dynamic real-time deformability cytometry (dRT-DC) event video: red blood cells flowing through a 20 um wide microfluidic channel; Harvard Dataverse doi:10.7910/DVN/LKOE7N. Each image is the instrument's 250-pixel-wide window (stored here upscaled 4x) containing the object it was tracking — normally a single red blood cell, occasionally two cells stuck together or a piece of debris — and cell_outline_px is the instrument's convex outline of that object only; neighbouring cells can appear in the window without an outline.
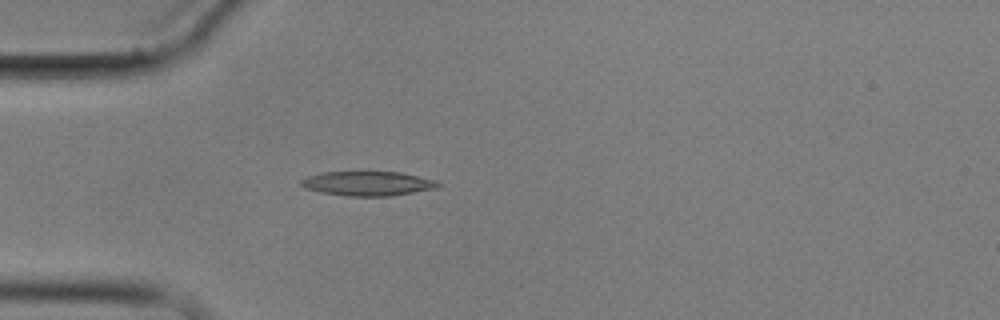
{"species": "common noctule bat (a hibernating species)", "species_latin": "Nyctalus noctula", "temperature_condition": "cold", "stored_images_in_passage": 2, "camera_frame_rate_fps": 3000, "um_per_image_px": 0.085, "animal": {"sex": "male", "body_mass_g": 17.9}, "frame": {"image": 1, "passage_image": 2, "time_ms": 1.0, "image_size_px": [1000, 320], "cell_outline_px": [[440, 184], [436, 188], [388, 196], [348, 196], [324, 192], [304, 188], [300, 184], [300, 180], [308, 176], [320, 172], [400, 172], [436, 180]], "centroid_in_image_um": [31.23, 15.59], "position_along_channel_um": 53.8, "area_um2": 19.25}}